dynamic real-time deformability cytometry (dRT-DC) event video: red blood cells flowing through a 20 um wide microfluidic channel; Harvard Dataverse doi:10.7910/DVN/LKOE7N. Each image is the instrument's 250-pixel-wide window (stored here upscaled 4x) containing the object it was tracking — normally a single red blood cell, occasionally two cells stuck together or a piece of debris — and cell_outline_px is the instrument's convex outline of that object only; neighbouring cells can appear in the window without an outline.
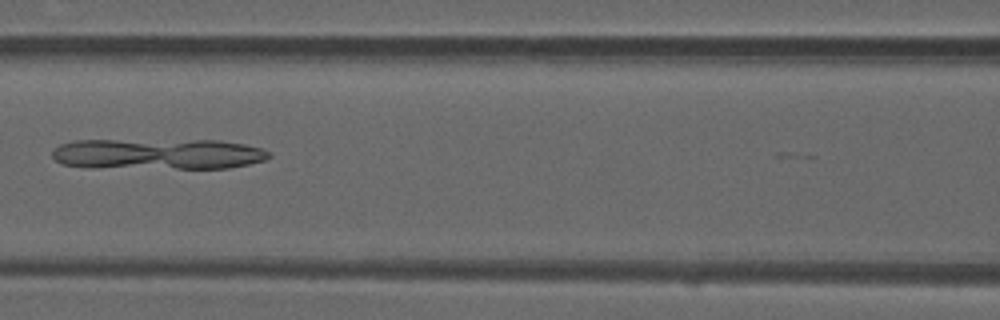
{"species": "common noctule bat (a hibernating species)", "species_latin": "Nyctalus noctula", "temperature_condition": "warm", "stored_images_in_passage": 49, "camera_frame_rate_fps": 3000, "um_per_image_px": 0.085, "animal": {"sex": "male", "forearm_length_mm": 52.5}, "frame": {"image": 1, "passage_image": 21, "time_ms": 6.667, "image_size_px": [1000, 320], "cell_outline_px": [[272, 156], [264, 160], [248, 164], [228, 168], [88, 168], [64, 164], [56, 160], [52, 156], [52, 152], [60, 144], [72, 140], [220, 140], [244, 144], [264, 148]], "centroid_in_image_um": [13.41, 13.09], "position_along_channel_um": 153.2, "area_um2": 39.42}}
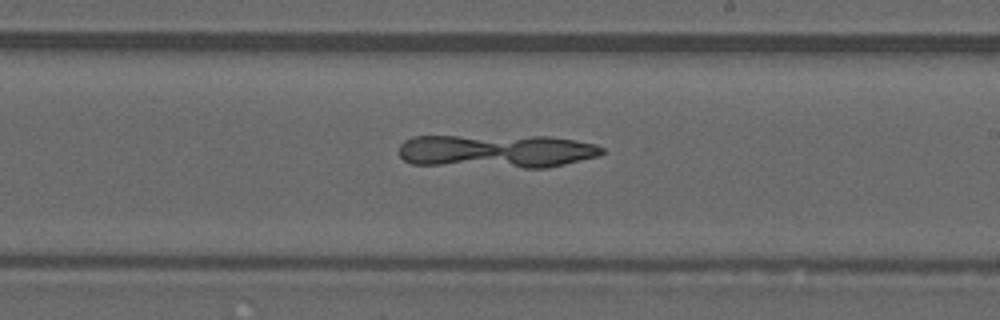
{"frame": {"image": 2, "passage_image": 28, "time_ms": 9.0, "image_size_px": [1000, 320], "cell_outline_px": [[604, 152], [600, 156], [548, 168], [524, 168], [412, 164], [404, 160], [400, 156], [400, 144], [404, 140], [412, 136], [548, 136], [596, 144], [604, 148]], "centroid_in_image_um": [42.22, 12.85], "position_along_channel_um": 246.8, "area_um2": 40.0}}
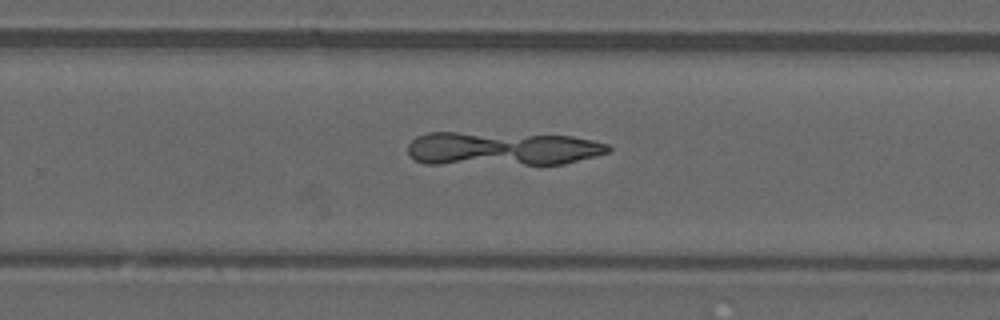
{"frame": {"image": 3, "passage_image": 31, "time_ms": 10.0, "image_size_px": [1000, 320], "cell_outline_px": [[612, 152], [564, 164], [424, 164], [408, 156], [408, 144], [416, 136], [428, 132], [456, 132], [572, 136], [592, 140], [608, 144], [612, 148]], "centroid_in_image_um": [42.67, 12.64], "position_along_channel_um": 287.1, "area_um2": 39.88}}